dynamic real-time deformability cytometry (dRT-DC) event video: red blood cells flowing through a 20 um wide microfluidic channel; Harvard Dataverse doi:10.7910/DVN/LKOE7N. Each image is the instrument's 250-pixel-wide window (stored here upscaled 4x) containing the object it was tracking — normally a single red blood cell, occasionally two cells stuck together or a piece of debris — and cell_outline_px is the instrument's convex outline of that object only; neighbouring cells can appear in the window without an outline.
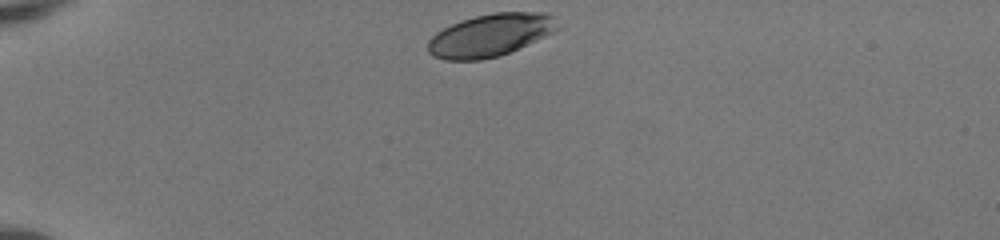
{"species": "human", "species_latin": "Homo sapiens", "temperature_condition": "room temperature", "stored_images_in_passage": 34, "camera_frame_rate_fps": 3000, "um_per_image_px": 0.085, "donor": {"sex": "female"}, "frame": {"image": 1, "passage_image": 1, "time_ms": 0.0, "image_size_px": [1000, 240], "cell_outline_px": [[560, 28], [544, 36], [500, 56], [480, 60], [444, 60], [432, 56], [428, 52], [428, 40], [436, 32], [460, 20], [476, 16], [496, 12], [544, 12], [556, 16]], "centroid_in_image_um": [41.67, 2.98], "position_along_channel_um": 43.3, "area_um2": 32.19}}
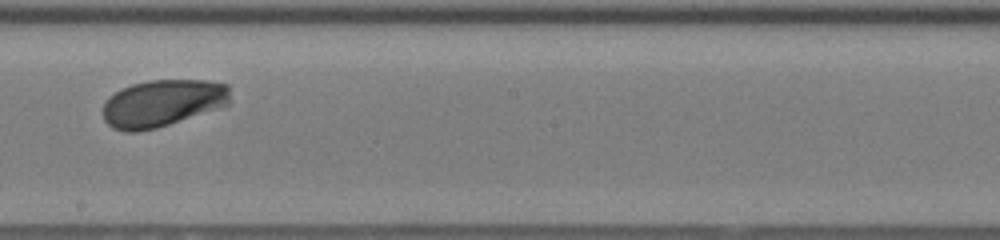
{"frame": {"image": 2, "passage_image": 19, "time_ms": 6.0, "image_size_px": [1000, 240], "cell_outline_px": [[228, 104], [220, 108], [156, 128], [136, 132], [124, 132], [112, 128], [104, 120], [104, 104], [120, 88], [132, 84], [148, 80], [204, 80], [228, 84]], "centroid_in_image_um": [13.8, 8.77], "position_along_channel_um": 234.4, "area_um2": 34.74}}
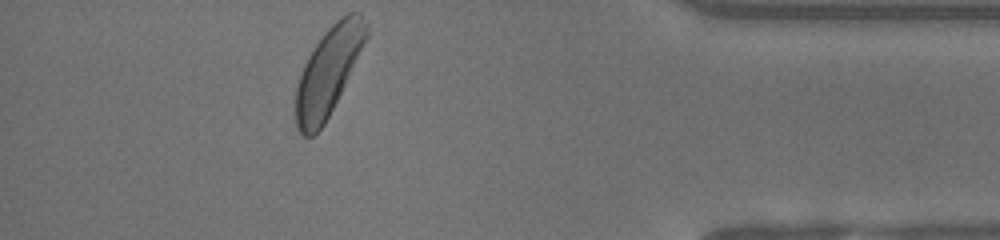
{"frame": {"image": 3, "passage_image": 34, "time_ms": 11.0, "image_size_px": [1000, 240], "cell_outline_px": [[368, 36], [324, 124], [312, 136], [304, 136], [296, 128], [296, 88], [304, 64], [308, 56], [324, 32], [336, 20], [348, 12], [360, 12], [368, 24]], "centroid_in_image_um": [27.91, 6.02], "position_along_channel_um": 407.3, "area_um2": 35.26}, "authors_computed_cell_mechanics": {"area_um2": 34.68, "velocity_mm_per_s": 4.0666, "shape_relaxation_time_tau1_ms": 1.7863, "shape_relaxation_time_tau2_ms": null, "deformation_change_tau1": 0.1275, "deformation_change_tau2": null}}